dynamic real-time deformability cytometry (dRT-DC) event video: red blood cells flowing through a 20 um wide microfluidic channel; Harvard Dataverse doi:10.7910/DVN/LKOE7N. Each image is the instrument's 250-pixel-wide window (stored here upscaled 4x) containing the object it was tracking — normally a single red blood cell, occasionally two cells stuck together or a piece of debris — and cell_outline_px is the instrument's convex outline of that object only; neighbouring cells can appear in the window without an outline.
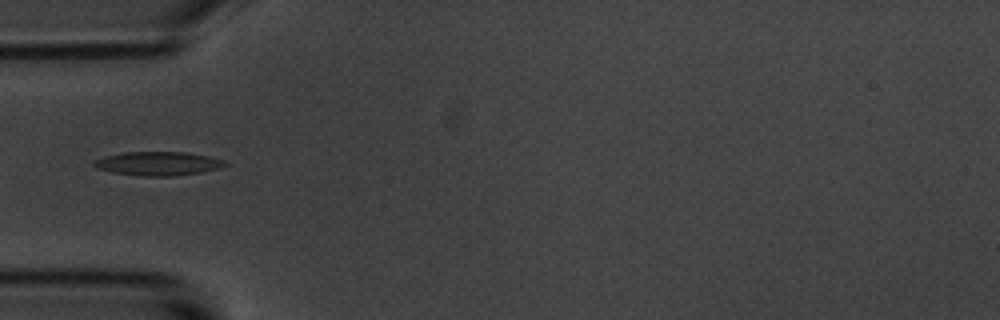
{"species": "common noctule bat (a hibernating species)", "species_latin": "Nyctalus noctula", "temperature_condition": "room temperature", "stored_images_in_passage": 4, "camera_frame_rate_fps": 3000, "um_per_image_px": 0.085, "animal": {"sex": "male", "body_mass_g": 20.1, "forearm_length_mm": 53.5}, "frame": {"image": 1, "passage_image": 3, "time_ms": 2.333, "image_size_px": [1000, 320], "cell_outline_px": [[228, 164], [220, 168], [200, 172], [172, 176], [144, 176], [116, 172], [96, 168], [92, 164], [92, 160], [104, 156], [124, 152], [184, 152], [208, 156], [224, 160]], "centroid_in_image_um": [13.42, 13.89], "position_along_channel_um": 71.6, "area_um2": 18.03}}